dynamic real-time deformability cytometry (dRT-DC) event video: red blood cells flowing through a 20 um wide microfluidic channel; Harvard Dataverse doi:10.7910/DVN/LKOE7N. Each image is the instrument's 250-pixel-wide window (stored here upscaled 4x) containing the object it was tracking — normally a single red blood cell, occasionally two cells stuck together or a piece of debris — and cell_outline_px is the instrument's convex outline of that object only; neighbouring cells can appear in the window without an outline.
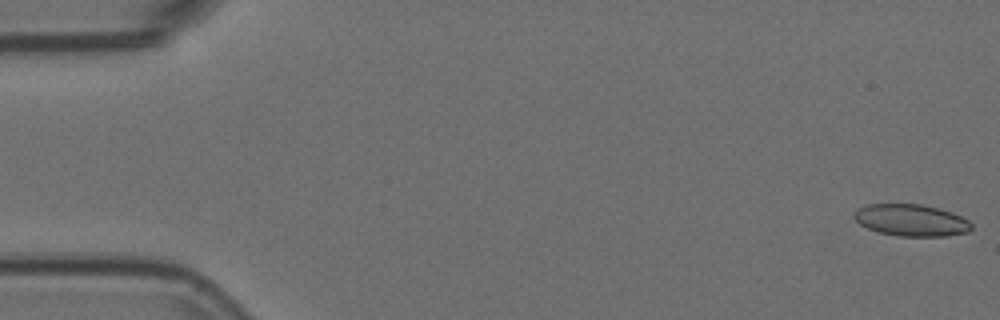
{"species": "Egyptian fruit bat (a non-hibernating species)", "species_latin": "Rousettus aegyptiacus", "temperature_condition": "room temperature", "stored_images_in_passage": 10, "camera_frame_rate_fps": 3000, "um_per_image_px": 0.085, "animal": {"sex": "female"}, "frame": {"image": 1, "passage_image": 1, "time_ms": 0.0, "image_size_px": [1000, 320], "cell_outline_px": [[972, 228], [968, 232], [948, 236], [900, 236], [876, 232], [860, 224], [852, 216], [856, 208], [868, 204], [924, 204], [940, 208], [952, 212], [968, 220], [972, 224]], "centroid_in_image_um": [77.45, 18.71], "position_along_channel_um": 7.6, "area_um2": 22.02}}